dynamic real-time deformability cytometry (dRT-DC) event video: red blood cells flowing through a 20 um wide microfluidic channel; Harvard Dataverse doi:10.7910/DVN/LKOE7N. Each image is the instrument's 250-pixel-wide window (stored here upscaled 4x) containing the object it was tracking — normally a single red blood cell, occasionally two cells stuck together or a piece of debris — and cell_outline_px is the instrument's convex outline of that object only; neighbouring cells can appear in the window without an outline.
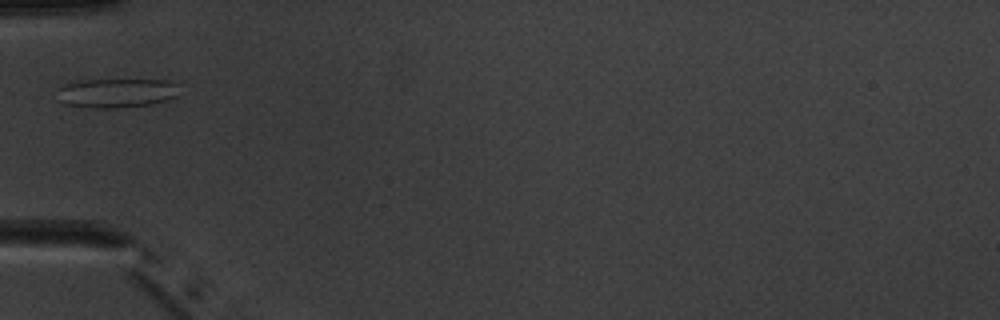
{"species": "common noctule bat (a hibernating species)", "species_latin": "Nyctalus noctula", "temperature_condition": "warm", "stored_images_in_passage": 3, "camera_frame_rate_fps": 3000, "um_per_image_px": 0.085, "animal": {"sex": "male", "body_mass_g": 20.1, "forearm_length_mm": 53.5}, "frame": {"image": 1, "passage_image": 1, "time_ms": 0.0, "image_size_px": [1000, 320], "cell_outline_px": [[180, 96], [168, 100], [152, 104], [116, 108], [92, 108], [64, 104], [60, 100], [60, 88], [64, 84], [84, 80], [168, 80], [180, 84]], "centroid_in_image_um": [10.03, 7.9], "position_along_channel_um": 75.0, "area_um2": 20.98}}
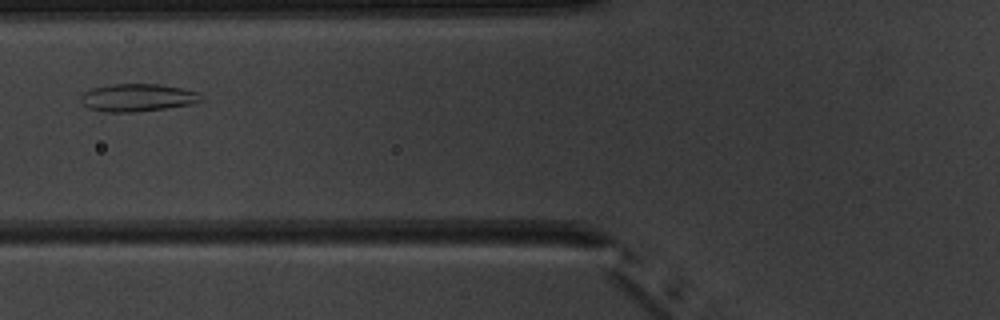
{"frame": {"image": 2, "passage_image": 2, "time_ms": 1.0, "image_size_px": [1000, 320], "cell_outline_px": [[208, 100], [192, 104], [136, 112], [104, 112], [88, 108], [80, 100], [80, 96], [84, 92], [92, 88], [112, 84], [160, 84], [200, 92]], "centroid_in_image_um": [11.75, 8.3], "position_along_channel_um": 114.1, "area_um2": 19.65}}